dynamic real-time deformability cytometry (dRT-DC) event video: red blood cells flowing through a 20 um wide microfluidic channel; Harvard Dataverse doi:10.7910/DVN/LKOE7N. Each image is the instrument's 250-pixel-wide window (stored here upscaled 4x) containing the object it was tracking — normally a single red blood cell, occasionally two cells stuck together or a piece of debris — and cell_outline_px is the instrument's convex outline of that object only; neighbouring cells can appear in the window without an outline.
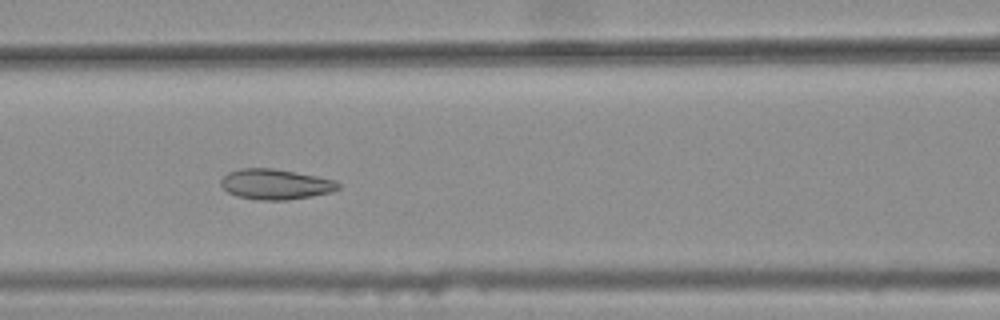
{"species": "common noctule bat (a hibernating species)", "species_latin": "Nyctalus noctula", "temperature_condition": "warm", "stored_images_in_passage": 44, "camera_frame_rate_fps": 3000, "um_per_image_px": 0.085, "animal": {"sex": "female", "body_mass_g": 25.1}, "frame": {"image": 1, "passage_image": 22, "time_ms": 7.0, "image_size_px": [1000, 320], "cell_outline_px": [[340, 188], [332, 192], [312, 196], [288, 200], [260, 200], [236, 196], [228, 192], [220, 184], [220, 180], [228, 172], [240, 168], [272, 168], [316, 176], [336, 180], [340, 184]], "centroid_in_image_um": [23.42, 15.66], "position_along_channel_um": 143.2, "area_um2": 20.81}}
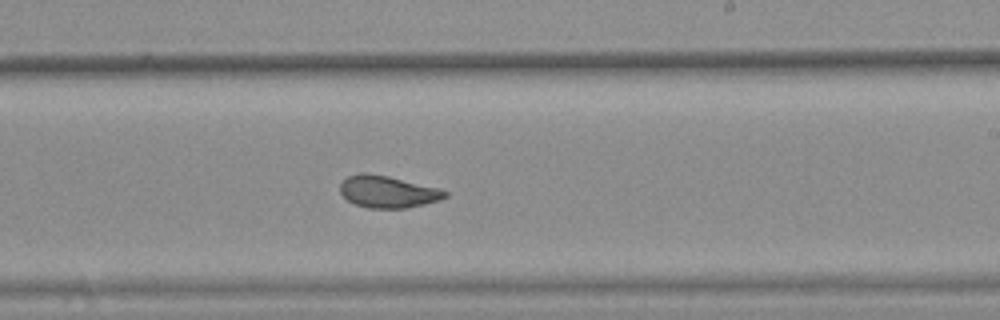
{"frame": {"image": 2, "passage_image": 31, "time_ms": 10.0, "image_size_px": [1000, 320], "cell_outline_px": [[448, 196], [440, 200], [408, 208], [368, 208], [352, 204], [340, 192], [340, 184], [348, 176], [360, 172], [364, 172], [388, 176], [440, 188], [448, 192]], "centroid_in_image_um": [32.96, 16.3], "position_along_channel_um": 256.0, "area_um2": 19.71}}
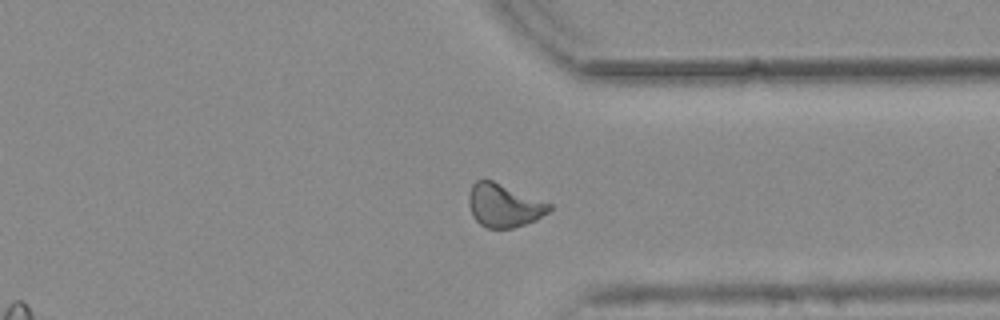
{"frame": {"image": 3, "passage_image": 40, "time_ms": 13.0, "image_size_px": [1000, 320], "cell_outline_px": [[552, 208], [548, 212], [536, 220], [512, 228], [488, 228], [480, 224], [472, 216], [468, 204], [468, 192], [472, 184], [476, 180], [484, 176], [552, 204]], "centroid_in_image_um": [42.79, 17.42], "position_along_channel_um": 368.6, "area_um2": 20.69}, "authors_computed_cell_mechanics": {"area_um2": 20.6346, "velocity_mm_per_s": 3.7661, "shape_relaxation_time_tau1_ms": null, "shape_relaxation_time_tau2_ms": 1.8548, "deformation_change_tau1": null, "deformation_change_tau2": 0.074}}